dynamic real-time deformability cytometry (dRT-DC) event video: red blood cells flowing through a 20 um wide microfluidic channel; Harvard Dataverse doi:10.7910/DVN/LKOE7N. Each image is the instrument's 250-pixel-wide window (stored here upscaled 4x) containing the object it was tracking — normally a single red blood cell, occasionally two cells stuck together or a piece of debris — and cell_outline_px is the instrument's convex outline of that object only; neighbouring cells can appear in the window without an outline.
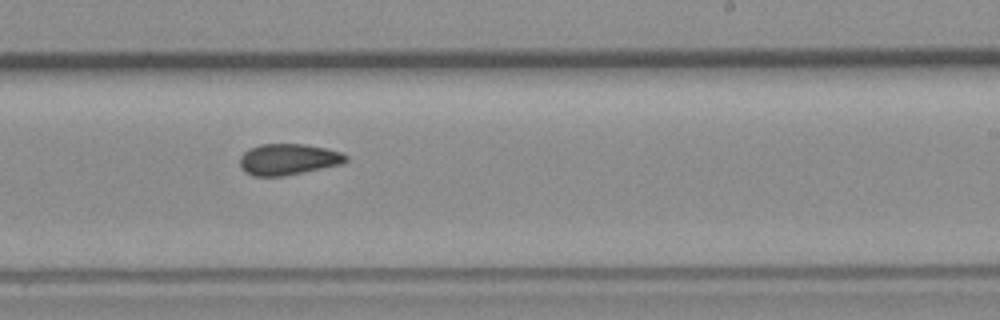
{"species": "common noctule bat (a hibernating species)", "species_latin": "Nyctalus noctula", "temperature_condition": "room temperature", "stored_images_in_passage": 10, "segment_of_instrument_passage": [1, 2], "camera_frame_rate_fps": 3000, "um_per_image_px": 0.085, "animal": {"sex": "female", "body_mass_g": 19.3, "forearm_length_mm": 54.1}, "frame": {"image": 1, "passage_image": 9, "time_ms": 9.667, "image_size_px": [1000, 320], "cell_outline_px": [[348, 160], [344, 164], [284, 176], [252, 176], [244, 172], [240, 164], [240, 156], [244, 152], [260, 144], [304, 144], [324, 148], [340, 152], [348, 156]], "centroid_in_image_um": [24.51, 13.55], "position_along_channel_um": 264.5, "area_um2": 19.31}}